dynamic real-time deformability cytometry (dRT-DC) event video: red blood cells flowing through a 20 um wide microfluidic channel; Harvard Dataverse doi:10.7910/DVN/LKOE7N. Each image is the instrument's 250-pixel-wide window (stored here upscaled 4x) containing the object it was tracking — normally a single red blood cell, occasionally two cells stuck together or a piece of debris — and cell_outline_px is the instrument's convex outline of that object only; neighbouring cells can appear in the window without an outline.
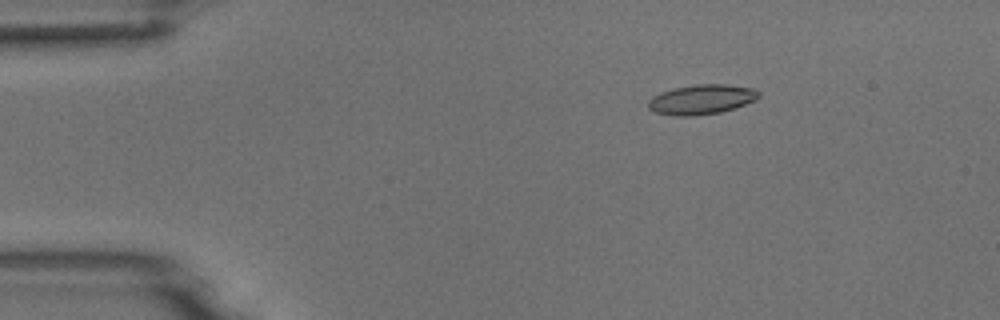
{"species": "common noctule bat (a hibernating species)", "species_latin": "Nyctalus noctula", "temperature_condition": "room temperature", "stored_images_in_passage": 5, "camera_frame_rate_fps": 3000, "um_per_image_px": 0.085, "animal": {"sex": "male", "body_mass_g": 18.8}, "frame": {"image": 1, "passage_image": 3, "time_ms": 2.333, "image_size_px": [1000, 320], "cell_outline_px": [[760, 96], [756, 100], [720, 112], [696, 116], [676, 116], [656, 112], [648, 108], [648, 100], [652, 96], [660, 92], [672, 88], [696, 84], [728, 84], [756, 88], [760, 92]], "centroid_in_image_um": [59.63, 8.44], "position_along_channel_um": 25.4, "area_um2": 19.36}}